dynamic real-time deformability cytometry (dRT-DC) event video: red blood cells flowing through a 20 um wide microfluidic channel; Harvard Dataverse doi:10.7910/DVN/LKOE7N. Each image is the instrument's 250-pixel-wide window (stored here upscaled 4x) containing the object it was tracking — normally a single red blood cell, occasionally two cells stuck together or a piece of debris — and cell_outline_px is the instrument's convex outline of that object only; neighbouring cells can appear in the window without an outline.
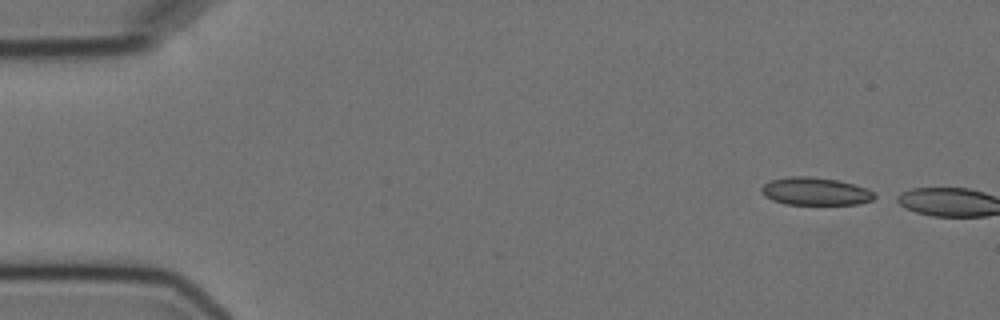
{"species": "Egyptian fruit bat (a non-hibernating species)", "species_latin": "Rousettus aegyptiacus", "temperature_condition": "cold", "stored_images_in_passage": 2, "camera_frame_rate_fps": 3000, "um_per_image_px": 0.085, "animal": {"sex": "female"}, "frame": {"image": 1, "passage_image": 1, "time_ms": 0.0, "image_size_px": [1000, 320], "cell_outline_px": [[880, 196], [872, 200], [860, 204], [784, 204], [772, 200], [764, 196], [760, 192], [760, 188], [764, 184], [772, 180], [788, 176], [812, 176], [836, 180], [868, 188]], "centroid_in_image_um": [69.32, 16.27], "position_along_channel_um": 15.7, "area_um2": 18.5}}